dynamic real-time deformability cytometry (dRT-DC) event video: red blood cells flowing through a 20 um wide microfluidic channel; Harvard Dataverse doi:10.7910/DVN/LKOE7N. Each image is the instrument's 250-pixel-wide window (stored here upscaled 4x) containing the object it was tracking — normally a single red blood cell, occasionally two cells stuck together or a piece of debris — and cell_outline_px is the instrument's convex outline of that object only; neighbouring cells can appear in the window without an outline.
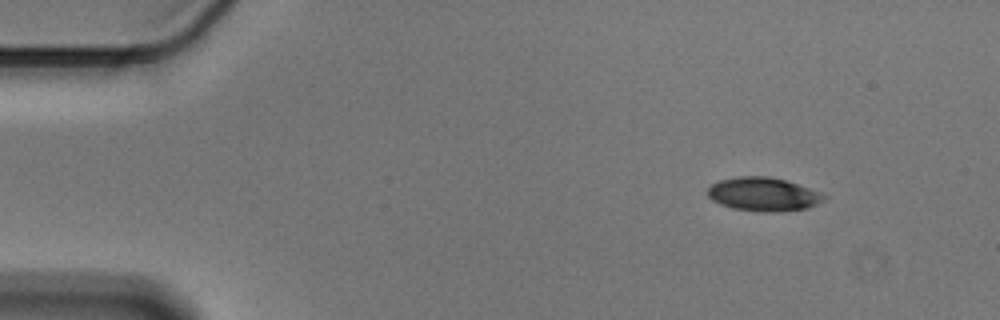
{"species": "Egyptian fruit bat (a non-hibernating species)", "species_latin": "Rousettus aegyptiacus", "temperature_condition": "cold", "stored_images_in_passage": 40, "camera_frame_rate_fps": 3000, "um_per_image_px": 0.085, "animal": {"sex": "male"}, "frame": {"image": 1, "passage_image": 1, "time_ms": 0.0, "image_size_px": [1000, 320], "cell_outline_px": [[828, 196], [824, 200], [808, 208], [732, 208], [720, 204], [712, 200], [708, 196], [708, 188], [712, 184], [720, 180], [740, 176], [768, 176], [784, 180], [820, 192]], "centroid_in_image_um": [64.85, 16.44], "position_along_channel_um": 20.2, "area_um2": 21.39}}
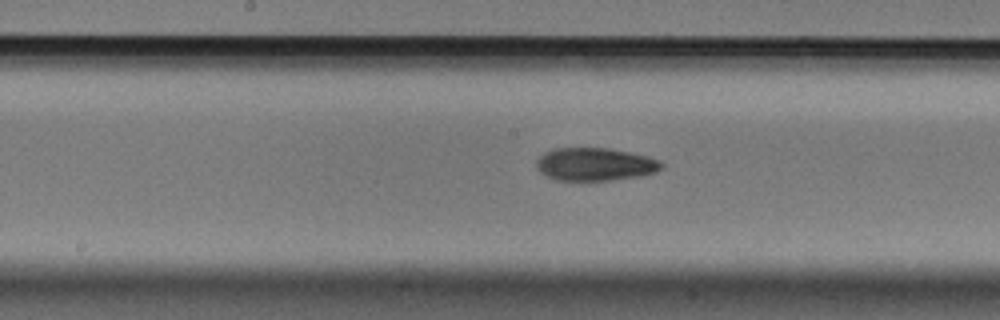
{"frame": {"image": 2, "passage_image": 23, "time_ms": 7.333, "image_size_px": [1000, 320], "cell_outline_px": [[664, 168], [656, 172], [640, 176], [608, 180], [556, 180], [540, 172], [536, 168], [536, 160], [544, 152], [556, 148], [608, 148], [628, 152], [660, 160], [664, 164]], "centroid_in_image_um": [50.58, 13.96], "position_along_channel_um": 197.6, "area_um2": 23.93}}
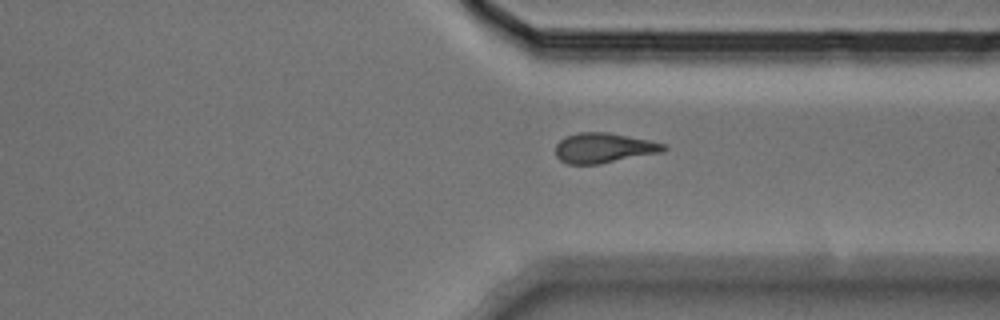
{"frame": {"image": 3, "passage_image": 40, "time_ms": 13.0, "image_size_px": [1000, 320], "cell_outline_px": [[668, 148], [664, 152], [600, 164], [568, 164], [560, 160], [556, 156], [556, 144], [560, 140], [568, 136], [580, 132], [608, 132], [648, 140], [664, 144]], "centroid_in_image_um": [51.34, 12.58], "position_along_channel_um": 360.1, "area_um2": 18.9}}